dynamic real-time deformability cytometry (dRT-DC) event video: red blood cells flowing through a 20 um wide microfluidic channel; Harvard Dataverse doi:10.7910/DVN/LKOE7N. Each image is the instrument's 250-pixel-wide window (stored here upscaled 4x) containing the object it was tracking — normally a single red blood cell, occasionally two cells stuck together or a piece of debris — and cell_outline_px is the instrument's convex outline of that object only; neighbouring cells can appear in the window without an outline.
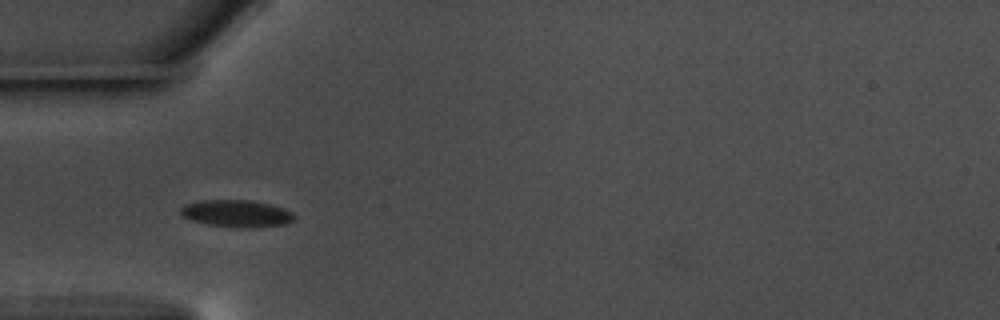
{"species": "common noctule bat (a hibernating species)", "species_latin": "Nyctalus noctula", "temperature_condition": "warm", "stored_images_in_passage": 40, "camera_frame_rate_fps": 3000, "um_per_image_px": 0.085, "animal": {"sex": "male", "body_mass_g": 17.5, "forearm_length_mm": 52.3}, "frame": {"image": 1, "passage_image": 1, "time_ms": 0.0, "image_size_px": [1000, 320], "cell_outline_px": [[296, 216], [292, 220], [284, 224], [256, 228], [236, 228], [208, 224], [192, 220], [180, 216], [180, 208], [184, 204], [204, 200], [248, 200], [268, 204], [284, 208], [292, 212]], "centroid_in_image_um": [20.09, 18.16], "position_along_channel_um": 64.9, "area_um2": 18.03}}
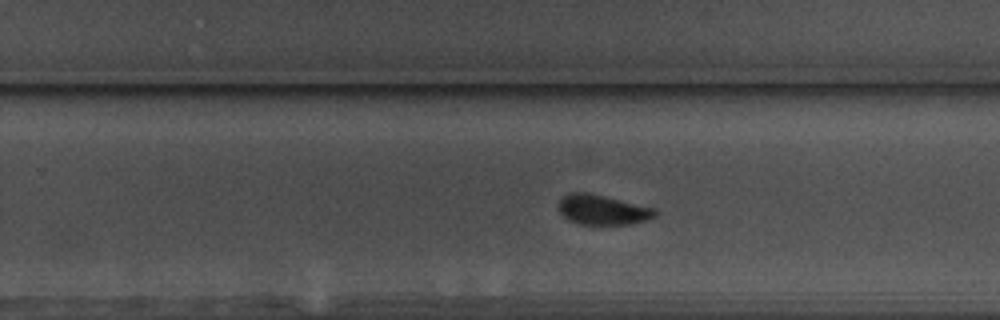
{"frame": {"image": 2, "passage_image": 19, "time_ms": 6.0, "image_size_px": [1000, 320], "cell_outline_px": [[656, 216], [648, 220], [632, 224], [580, 224], [568, 220], [560, 212], [560, 200], [568, 192], [588, 192], [656, 208]], "centroid_in_image_um": [51.25, 17.83], "position_along_channel_um": 278.6, "area_um2": 16.82}}
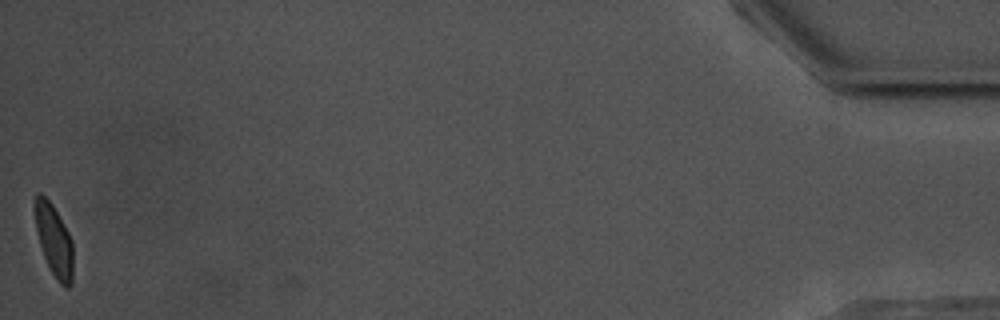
{"frame": {"image": 3, "passage_image": 40, "time_ms": 13.0, "image_size_px": [1000, 320], "cell_outline_px": [[72, 284], [68, 288], [64, 288], [56, 280], [44, 256], [40, 244], [36, 228], [32, 208], [32, 204], [36, 192], [40, 192], [52, 204], [68, 232], [72, 240]], "centroid_in_image_um": [4.56, 20.39], "position_along_channel_um": 430.6, "area_um2": 16.13}, "authors_computed_cell_mechanics": {"area_um2": 17.3978, "velocity_mm_per_s": 3.5844, "shape_relaxation_time_tau1_ms": 4.8763, "shape_relaxation_time_tau2_ms": null, "deformation_change_tau1": 0.1069, "deformation_change_tau2": null}}